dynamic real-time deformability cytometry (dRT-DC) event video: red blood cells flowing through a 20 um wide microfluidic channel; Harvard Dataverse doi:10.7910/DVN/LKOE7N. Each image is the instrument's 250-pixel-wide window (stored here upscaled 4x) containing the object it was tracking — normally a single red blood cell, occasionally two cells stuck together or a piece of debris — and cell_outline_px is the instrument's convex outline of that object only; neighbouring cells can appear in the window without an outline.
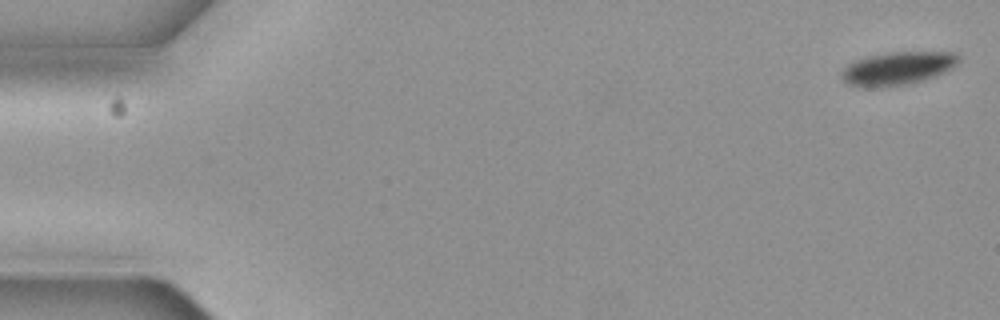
{"species": "common noctule bat (a hibernating species)", "species_latin": "Nyctalus noctula", "temperature_condition": "cold", "stored_images_in_passage": 5, "camera_frame_rate_fps": 3000, "um_per_image_px": 0.085, "animal": {"sex": "female", "body_mass_g": 19.3, "forearm_length_mm": 54.1}, "frame": {"image": 1, "passage_image": 1, "time_ms": 0.0, "image_size_px": [1000, 320], "cell_outline_px": [[960, 60], [952, 68], [936, 76], [908, 84], [884, 88], [860, 88], [844, 84], [840, 76], [840, 72], [848, 64], [856, 60], [868, 56], [892, 52], [956, 52]], "centroid_in_image_um": [76.23, 5.84], "position_along_channel_um": 8.8, "area_um2": 23.06}}
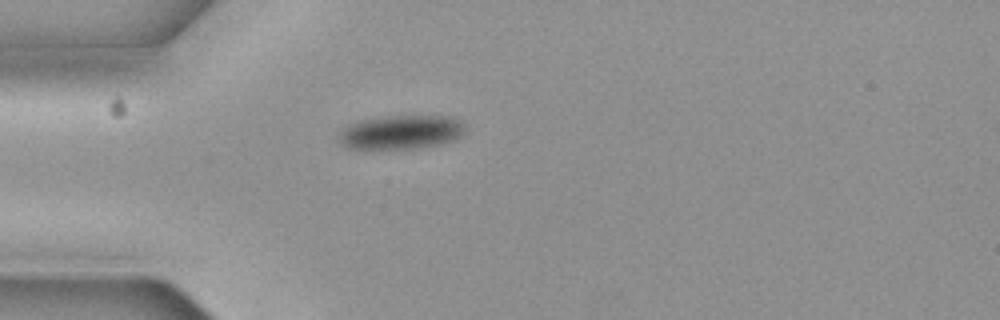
{"frame": {"image": 2, "passage_image": 5, "time_ms": 1.333, "image_size_px": [1000, 320], "cell_outline_px": [[464, 132], [456, 140], [440, 144], [420, 148], [348, 148], [336, 136], [348, 124], [356, 120], [388, 116], [448, 116], [460, 120], [464, 128]], "centroid_in_image_um": [34.09, 11.22], "position_along_channel_um": 50.9, "area_um2": 24.97}}